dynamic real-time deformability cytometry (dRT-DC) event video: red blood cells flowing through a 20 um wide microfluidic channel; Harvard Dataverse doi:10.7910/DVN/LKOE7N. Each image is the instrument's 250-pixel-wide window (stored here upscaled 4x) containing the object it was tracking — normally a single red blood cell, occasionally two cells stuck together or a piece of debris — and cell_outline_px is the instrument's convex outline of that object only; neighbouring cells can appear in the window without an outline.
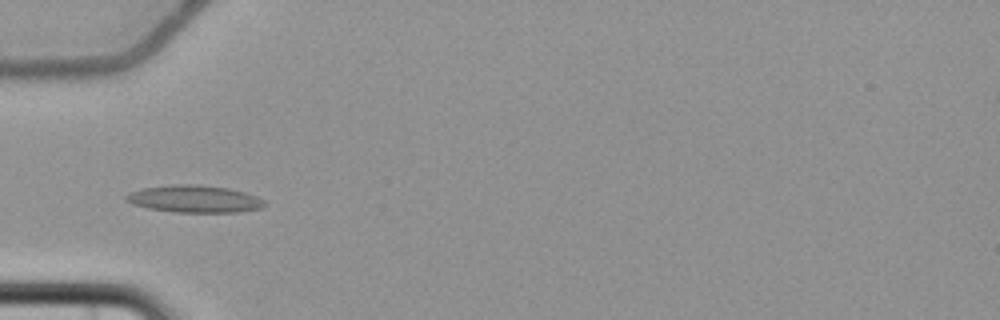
{"species": "common noctule bat (a hibernating species)", "species_latin": "Nyctalus noctula", "temperature_condition": "cold", "stored_images_in_passage": 7, "camera_frame_rate_fps": 3000, "um_per_image_px": 0.085, "animal": {"sex": "female", "body_mass_g": 22.7, "forearm_length_mm": 54.2}, "frame": {"image": 1, "passage_image": 6, "time_ms": 6.0, "image_size_px": [1000, 320], "cell_outline_px": [[264, 208], [240, 212], [172, 212], [148, 208], [132, 204], [124, 200], [124, 196], [132, 192], [144, 188], [172, 184], [196, 184], [228, 188], [244, 192], [256, 196], [264, 200]], "centroid_in_image_um": [16.53, 16.91], "position_along_channel_um": 68.5, "area_um2": 22.02}}
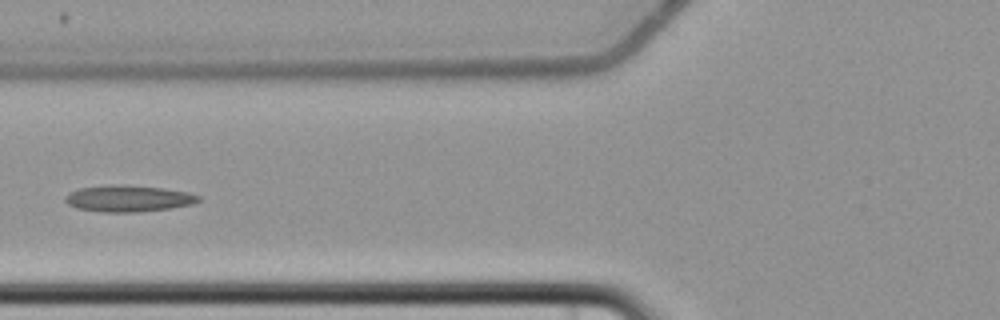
{"frame": {"image": 2, "passage_image": 7, "time_ms": 7.333, "image_size_px": [1000, 320], "cell_outline_px": [[200, 200], [192, 204], [168, 208], [140, 212], [100, 212], [76, 208], [68, 204], [64, 200], [64, 196], [68, 192], [80, 188], [124, 184], [164, 188], [188, 192], [200, 196]], "centroid_in_image_um": [10.88, 16.87], "position_along_channel_um": 114.9, "area_um2": 20.58}}